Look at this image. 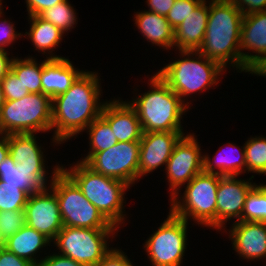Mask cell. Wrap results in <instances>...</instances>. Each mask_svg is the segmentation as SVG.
Wrapping results in <instances>:
<instances>
[{"instance_id":"obj_1","label":"cell","mask_w":266,"mask_h":266,"mask_svg":"<svg viewBox=\"0 0 266 266\" xmlns=\"http://www.w3.org/2000/svg\"><path fill=\"white\" fill-rule=\"evenodd\" d=\"M96 71L85 69L65 93L52 98L51 147L57 148L70 142L68 140L81 137L83 131L101 115L107 99H101L102 76L99 70Z\"/></svg>"},{"instance_id":"obj_2","label":"cell","mask_w":266,"mask_h":266,"mask_svg":"<svg viewBox=\"0 0 266 266\" xmlns=\"http://www.w3.org/2000/svg\"><path fill=\"white\" fill-rule=\"evenodd\" d=\"M174 53H178L176 57L170 58L172 60L169 59V62L164 63L160 69L157 68L155 74L192 110L195 108L193 107L194 97L199 98L195 95L200 94L203 97L205 92L223 83L222 78L227 70L198 51L176 50Z\"/></svg>"},{"instance_id":"obj_3","label":"cell","mask_w":266,"mask_h":266,"mask_svg":"<svg viewBox=\"0 0 266 266\" xmlns=\"http://www.w3.org/2000/svg\"><path fill=\"white\" fill-rule=\"evenodd\" d=\"M152 74L143 77L148 78L145 82L147 91H141L136 84L132 91L134 95L130 100L126 99L135 109L143 132L187 131L182 125L183 118L191 110L155 72Z\"/></svg>"},{"instance_id":"obj_4","label":"cell","mask_w":266,"mask_h":266,"mask_svg":"<svg viewBox=\"0 0 266 266\" xmlns=\"http://www.w3.org/2000/svg\"><path fill=\"white\" fill-rule=\"evenodd\" d=\"M243 13L230 0H209L208 23L198 52L224 69L240 73Z\"/></svg>"},{"instance_id":"obj_5","label":"cell","mask_w":266,"mask_h":266,"mask_svg":"<svg viewBox=\"0 0 266 266\" xmlns=\"http://www.w3.org/2000/svg\"><path fill=\"white\" fill-rule=\"evenodd\" d=\"M65 165L61 162V170L112 225L119 230L127 226L130 217L129 210L126 212L128 197L125 196H128L126 194L131 189L128 184L99 174L78 160L67 164L68 167Z\"/></svg>"},{"instance_id":"obj_6","label":"cell","mask_w":266,"mask_h":266,"mask_svg":"<svg viewBox=\"0 0 266 266\" xmlns=\"http://www.w3.org/2000/svg\"><path fill=\"white\" fill-rule=\"evenodd\" d=\"M220 178L221 175L204 171L197 174L169 200V210L203 230L206 227L216 231L217 189Z\"/></svg>"},{"instance_id":"obj_7","label":"cell","mask_w":266,"mask_h":266,"mask_svg":"<svg viewBox=\"0 0 266 266\" xmlns=\"http://www.w3.org/2000/svg\"><path fill=\"white\" fill-rule=\"evenodd\" d=\"M52 133V99L43 93H29L5 101L0 110V134Z\"/></svg>"},{"instance_id":"obj_8","label":"cell","mask_w":266,"mask_h":266,"mask_svg":"<svg viewBox=\"0 0 266 266\" xmlns=\"http://www.w3.org/2000/svg\"><path fill=\"white\" fill-rule=\"evenodd\" d=\"M119 231L63 226L52 241V250L84 266H95L113 248Z\"/></svg>"},{"instance_id":"obj_9","label":"cell","mask_w":266,"mask_h":266,"mask_svg":"<svg viewBox=\"0 0 266 266\" xmlns=\"http://www.w3.org/2000/svg\"><path fill=\"white\" fill-rule=\"evenodd\" d=\"M167 214V218L147 236L142 248L152 266H184L189 227L193 228L189 225H195L177 217L170 210Z\"/></svg>"},{"instance_id":"obj_10","label":"cell","mask_w":266,"mask_h":266,"mask_svg":"<svg viewBox=\"0 0 266 266\" xmlns=\"http://www.w3.org/2000/svg\"><path fill=\"white\" fill-rule=\"evenodd\" d=\"M48 187L58 199L63 226L118 229L85 198L77 185L61 169Z\"/></svg>"},{"instance_id":"obj_11","label":"cell","mask_w":266,"mask_h":266,"mask_svg":"<svg viewBox=\"0 0 266 266\" xmlns=\"http://www.w3.org/2000/svg\"><path fill=\"white\" fill-rule=\"evenodd\" d=\"M139 149L140 141L118 142L105 151L85 153L77 160L99 174L133 187L138 183Z\"/></svg>"},{"instance_id":"obj_12","label":"cell","mask_w":266,"mask_h":266,"mask_svg":"<svg viewBox=\"0 0 266 266\" xmlns=\"http://www.w3.org/2000/svg\"><path fill=\"white\" fill-rule=\"evenodd\" d=\"M194 132L183 135L175 144L163 171L169 200L203 171L204 149ZM168 183V184H167Z\"/></svg>"},{"instance_id":"obj_13","label":"cell","mask_w":266,"mask_h":266,"mask_svg":"<svg viewBox=\"0 0 266 266\" xmlns=\"http://www.w3.org/2000/svg\"><path fill=\"white\" fill-rule=\"evenodd\" d=\"M255 178L221 176L217 189L216 232H221L231 222L241 221L245 198L257 184Z\"/></svg>"},{"instance_id":"obj_14","label":"cell","mask_w":266,"mask_h":266,"mask_svg":"<svg viewBox=\"0 0 266 266\" xmlns=\"http://www.w3.org/2000/svg\"><path fill=\"white\" fill-rule=\"evenodd\" d=\"M39 140L38 133L8 135L9 154L17 164V170L25 173H58L61 162L58 161L49 167L47 165L49 157H46L48 148L43 146L42 140L39 143Z\"/></svg>"},{"instance_id":"obj_15","label":"cell","mask_w":266,"mask_h":266,"mask_svg":"<svg viewBox=\"0 0 266 266\" xmlns=\"http://www.w3.org/2000/svg\"><path fill=\"white\" fill-rule=\"evenodd\" d=\"M24 211L26 225L51 241L63 228L58 199L49 187L29 195Z\"/></svg>"},{"instance_id":"obj_16","label":"cell","mask_w":266,"mask_h":266,"mask_svg":"<svg viewBox=\"0 0 266 266\" xmlns=\"http://www.w3.org/2000/svg\"><path fill=\"white\" fill-rule=\"evenodd\" d=\"M187 131L143 132L140 140L138 183L160 168L164 171L175 144ZM162 167V168H161Z\"/></svg>"},{"instance_id":"obj_17","label":"cell","mask_w":266,"mask_h":266,"mask_svg":"<svg viewBox=\"0 0 266 266\" xmlns=\"http://www.w3.org/2000/svg\"><path fill=\"white\" fill-rule=\"evenodd\" d=\"M221 231L231 243V248L239 260L252 263L266 260V223L236 221ZM266 263V262H265Z\"/></svg>"},{"instance_id":"obj_18","label":"cell","mask_w":266,"mask_h":266,"mask_svg":"<svg viewBox=\"0 0 266 266\" xmlns=\"http://www.w3.org/2000/svg\"><path fill=\"white\" fill-rule=\"evenodd\" d=\"M266 55V11L244 15L240 35V73Z\"/></svg>"},{"instance_id":"obj_19","label":"cell","mask_w":266,"mask_h":266,"mask_svg":"<svg viewBox=\"0 0 266 266\" xmlns=\"http://www.w3.org/2000/svg\"><path fill=\"white\" fill-rule=\"evenodd\" d=\"M101 116L109 123L118 142L140 141L143 130L135 109L117 96L107 100Z\"/></svg>"},{"instance_id":"obj_20","label":"cell","mask_w":266,"mask_h":266,"mask_svg":"<svg viewBox=\"0 0 266 266\" xmlns=\"http://www.w3.org/2000/svg\"><path fill=\"white\" fill-rule=\"evenodd\" d=\"M132 20L138 33L149 45L160 51H174V29L165 16L145 9L134 11Z\"/></svg>"},{"instance_id":"obj_21","label":"cell","mask_w":266,"mask_h":266,"mask_svg":"<svg viewBox=\"0 0 266 266\" xmlns=\"http://www.w3.org/2000/svg\"><path fill=\"white\" fill-rule=\"evenodd\" d=\"M75 66L69 57L61 59L44 57L41 76L42 93L51 99L65 93L85 71Z\"/></svg>"},{"instance_id":"obj_22","label":"cell","mask_w":266,"mask_h":266,"mask_svg":"<svg viewBox=\"0 0 266 266\" xmlns=\"http://www.w3.org/2000/svg\"><path fill=\"white\" fill-rule=\"evenodd\" d=\"M1 245L20 258L28 260L34 266H38L51 251L52 241L44 234L25 224Z\"/></svg>"},{"instance_id":"obj_23","label":"cell","mask_w":266,"mask_h":266,"mask_svg":"<svg viewBox=\"0 0 266 266\" xmlns=\"http://www.w3.org/2000/svg\"><path fill=\"white\" fill-rule=\"evenodd\" d=\"M27 21L29 24V30L23 32V40L29 39L31 46L33 45L34 52L42 54L40 57L47 59H61L65 56L57 55V49L62 46L63 38L65 34L62 31L54 26L51 22H48L38 15L28 16ZM57 48V49H56ZM56 51V52H55Z\"/></svg>"},{"instance_id":"obj_24","label":"cell","mask_w":266,"mask_h":266,"mask_svg":"<svg viewBox=\"0 0 266 266\" xmlns=\"http://www.w3.org/2000/svg\"><path fill=\"white\" fill-rule=\"evenodd\" d=\"M209 14V0H203L186 19L174 29V50L198 51L200 48Z\"/></svg>"},{"instance_id":"obj_25","label":"cell","mask_w":266,"mask_h":266,"mask_svg":"<svg viewBox=\"0 0 266 266\" xmlns=\"http://www.w3.org/2000/svg\"><path fill=\"white\" fill-rule=\"evenodd\" d=\"M203 171L221 176L246 175L244 143L242 146H237V144L230 141L224 143L212 156L204 152Z\"/></svg>"},{"instance_id":"obj_26","label":"cell","mask_w":266,"mask_h":266,"mask_svg":"<svg viewBox=\"0 0 266 266\" xmlns=\"http://www.w3.org/2000/svg\"><path fill=\"white\" fill-rule=\"evenodd\" d=\"M55 174L57 173L19 172L10 154L0 164V180L9 185H19V189L26 191L29 195L48 187Z\"/></svg>"},{"instance_id":"obj_27","label":"cell","mask_w":266,"mask_h":266,"mask_svg":"<svg viewBox=\"0 0 266 266\" xmlns=\"http://www.w3.org/2000/svg\"><path fill=\"white\" fill-rule=\"evenodd\" d=\"M28 54L25 57L14 55L10 70L21 80L29 93H42L41 76L43 60Z\"/></svg>"},{"instance_id":"obj_28","label":"cell","mask_w":266,"mask_h":266,"mask_svg":"<svg viewBox=\"0 0 266 266\" xmlns=\"http://www.w3.org/2000/svg\"><path fill=\"white\" fill-rule=\"evenodd\" d=\"M71 4V1L64 0L55 6L41 12L38 16L51 22L58 27L63 34L67 36L78 24L77 9Z\"/></svg>"},{"instance_id":"obj_29","label":"cell","mask_w":266,"mask_h":266,"mask_svg":"<svg viewBox=\"0 0 266 266\" xmlns=\"http://www.w3.org/2000/svg\"><path fill=\"white\" fill-rule=\"evenodd\" d=\"M246 175H266V136L251 135L245 143Z\"/></svg>"},{"instance_id":"obj_30","label":"cell","mask_w":266,"mask_h":266,"mask_svg":"<svg viewBox=\"0 0 266 266\" xmlns=\"http://www.w3.org/2000/svg\"><path fill=\"white\" fill-rule=\"evenodd\" d=\"M88 135V150L86 153L105 151L118 143L109 123L100 115L83 133Z\"/></svg>"},{"instance_id":"obj_31","label":"cell","mask_w":266,"mask_h":266,"mask_svg":"<svg viewBox=\"0 0 266 266\" xmlns=\"http://www.w3.org/2000/svg\"><path fill=\"white\" fill-rule=\"evenodd\" d=\"M257 183L245 198L241 221L266 223V184Z\"/></svg>"},{"instance_id":"obj_32","label":"cell","mask_w":266,"mask_h":266,"mask_svg":"<svg viewBox=\"0 0 266 266\" xmlns=\"http://www.w3.org/2000/svg\"><path fill=\"white\" fill-rule=\"evenodd\" d=\"M29 194L0 180V211L24 210Z\"/></svg>"},{"instance_id":"obj_33","label":"cell","mask_w":266,"mask_h":266,"mask_svg":"<svg viewBox=\"0 0 266 266\" xmlns=\"http://www.w3.org/2000/svg\"><path fill=\"white\" fill-rule=\"evenodd\" d=\"M3 3L5 2L0 1V49L12 52V50L14 51L15 49L13 46L15 42L17 43L18 39L20 42V38H23V32H19L16 29V21L13 23V20L10 18V16L9 18L5 16L6 11L4 10L5 6Z\"/></svg>"},{"instance_id":"obj_34","label":"cell","mask_w":266,"mask_h":266,"mask_svg":"<svg viewBox=\"0 0 266 266\" xmlns=\"http://www.w3.org/2000/svg\"><path fill=\"white\" fill-rule=\"evenodd\" d=\"M26 224L25 211H0V244L12 237Z\"/></svg>"},{"instance_id":"obj_35","label":"cell","mask_w":266,"mask_h":266,"mask_svg":"<svg viewBox=\"0 0 266 266\" xmlns=\"http://www.w3.org/2000/svg\"><path fill=\"white\" fill-rule=\"evenodd\" d=\"M202 1L203 0H175L173 7L166 15V19L171 27L173 29L177 28Z\"/></svg>"},{"instance_id":"obj_36","label":"cell","mask_w":266,"mask_h":266,"mask_svg":"<svg viewBox=\"0 0 266 266\" xmlns=\"http://www.w3.org/2000/svg\"><path fill=\"white\" fill-rule=\"evenodd\" d=\"M0 82L6 101L18 100L29 94L27 88L11 70Z\"/></svg>"},{"instance_id":"obj_37","label":"cell","mask_w":266,"mask_h":266,"mask_svg":"<svg viewBox=\"0 0 266 266\" xmlns=\"http://www.w3.org/2000/svg\"><path fill=\"white\" fill-rule=\"evenodd\" d=\"M119 246L110 249L95 266H135V260ZM132 259V260H131ZM133 261V262H132Z\"/></svg>"},{"instance_id":"obj_38","label":"cell","mask_w":266,"mask_h":266,"mask_svg":"<svg viewBox=\"0 0 266 266\" xmlns=\"http://www.w3.org/2000/svg\"><path fill=\"white\" fill-rule=\"evenodd\" d=\"M243 15L266 11V0H230Z\"/></svg>"},{"instance_id":"obj_39","label":"cell","mask_w":266,"mask_h":266,"mask_svg":"<svg viewBox=\"0 0 266 266\" xmlns=\"http://www.w3.org/2000/svg\"><path fill=\"white\" fill-rule=\"evenodd\" d=\"M38 266H84L75 260L62 256L52 250L46 257L38 264Z\"/></svg>"},{"instance_id":"obj_40","label":"cell","mask_w":266,"mask_h":266,"mask_svg":"<svg viewBox=\"0 0 266 266\" xmlns=\"http://www.w3.org/2000/svg\"><path fill=\"white\" fill-rule=\"evenodd\" d=\"M27 16L39 15L44 10L55 6L64 0H24Z\"/></svg>"},{"instance_id":"obj_41","label":"cell","mask_w":266,"mask_h":266,"mask_svg":"<svg viewBox=\"0 0 266 266\" xmlns=\"http://www.w3.org/2000/svg\"><path fill=\"white\" fill-rule=\"evenodd\" d=\"M0 266H34L28 260L20 258L0 244Z\"/></svg>"},{"instance_id":"obj_42","label":"cell","mask_w":266,"mask_h":266,"mask_svg":"<svg viewBox=\"0 0 266 266\" xmlns=\"http://www.w3.org/2000/svg\"><path fill=\"white\" fill-rule=\"evenodd\" d=\"M145 2L146 8H148H145V10L166 17L169 10L173 7L175 0H146Z\"/></svg>"},{"instance_id":"obj_43","label":"cell","mask_w":266,"mask_h":266,"mask_svg":"<svg viewBox=\"0 0 266 266\" xmlns=\"http://www.w3.org/2000/svg\"><path fill=\"white\" fill-rule=\"evenodd\" d=\"M11 57H10V56ZM15 54L9 51L0 49V81L7 75L10 71L11 63Z\"/></svg>"},{"instance_id":"obj_44","label":"cell","mask_w":266,"mask_h":266,"mask_svg":"<svg viewBox=\"0 0 266 266\" xmlns=\"http://www.w3.org/2000/svg\"><path fill=\"white\" fill-rule=\"evenodd\" d=\"M247 74L256 76L257 78H266V55L259 58L254 64H252L247 71Z\"/></svg>"},{"instance_id":"obj_45","label":"cell","mask_w":266,"mask_h":266,"mask_svg":"<svg viewBox=\"0 0 266 266\" xmlns=\"http://www.w3.org/2000/svg\"><path fill=\"white\" fill-rule=\"evenodd\" d=\"M9 155L8 135L0 134V164Z\"/></svg>"},{"instance_id":"obj_46","label":"cell","mask_w":266,"mask_h":266,"mask_svg":"<svg viewBox=\"0 0 266 266\" xmlns=\"http://www.w3.org/2000/svg\"><path fill=\"white\" fill-rule=\"evenodd\" d=\"M5 101L6 100H5L4 93L2 91L1 82H0V110H1V107L4 105Z\"/></svg>"}]
</instances>
